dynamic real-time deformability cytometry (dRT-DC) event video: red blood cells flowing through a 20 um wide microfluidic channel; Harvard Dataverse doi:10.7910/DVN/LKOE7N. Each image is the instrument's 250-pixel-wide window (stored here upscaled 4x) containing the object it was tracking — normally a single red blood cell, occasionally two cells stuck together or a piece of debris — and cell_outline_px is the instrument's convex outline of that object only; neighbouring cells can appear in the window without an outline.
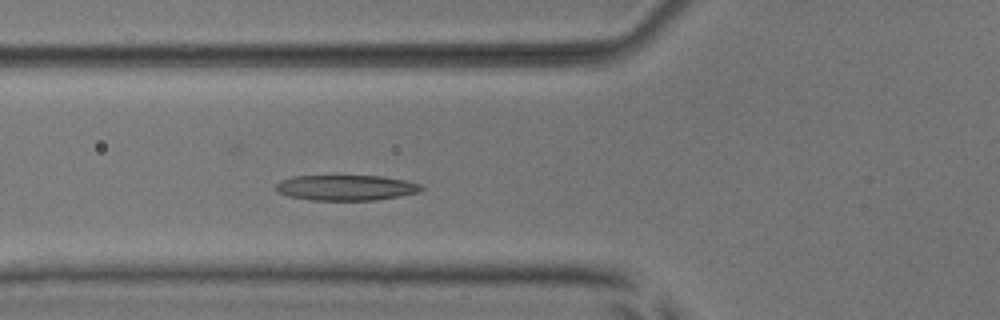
{"species": "common noctule bat (a hibernating species)", "species_latin": "Nyctalus noctula", "temperature_condition": "room temperature", "stored_images_in_passage": 5, "camera_frame_rate_fps": 3000, "um_per_image_px": 0.085, "animal": {"sex": "male", "body_mass_g": 17.9, "forearm_length_mm": 54.2}, "frame": {"image": 1, "passage_image": 5, "time_ms": 4.667, "image_size_px": [1000, 320], "cell_outline_px": [[424, 188], [420, 192], [400, 196], [376, 200], [312, 200], [288, 196], [276, 192], [276, 184], [280, 180], [292, 176], [384, 176], [408, 180], [420, 184]], "centroid_in_image_um": [29.43, 15.95], "position_along_channel_um": 96.4, "area_um2": 21.79}}